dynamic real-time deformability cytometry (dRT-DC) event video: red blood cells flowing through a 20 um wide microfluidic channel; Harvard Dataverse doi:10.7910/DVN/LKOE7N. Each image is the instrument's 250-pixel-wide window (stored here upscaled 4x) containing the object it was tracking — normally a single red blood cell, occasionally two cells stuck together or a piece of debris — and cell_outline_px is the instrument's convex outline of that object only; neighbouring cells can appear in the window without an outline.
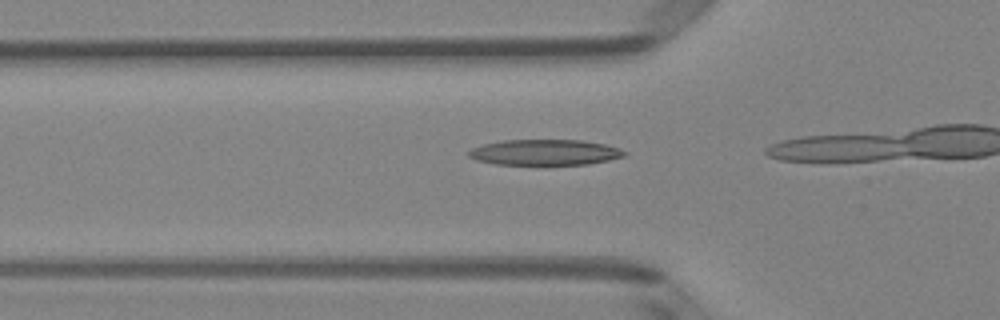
{"species": "Egyptian fruit bat (a non-hibernating species)", "species_latin": "Rousettus aegyptiacus", "temperature_condition": "room temperature", "stored_images_in_passage": 15, "camera_frame_rate_fps": 3000, "um_per_image_px": 0.085, "animal": {"sex": "female"}, "frame": {"image": 1, "passage_image": 13, "time_ms": 4.0, "image_size_px": [1000, 320], "cell_outline_px": [[628, 152], [624, 156], [608, 160], [588, 164], [496, 164], [476, 160], [468, 156], [468, 152], [472, 148], [484, 144], [504, 140], [580, 140], [604, 144], [620, 148]], "centroid_in_image_um": [46.32, 12.94], "position_along_channel_um": 79.5, "area_um2": 23.12}}